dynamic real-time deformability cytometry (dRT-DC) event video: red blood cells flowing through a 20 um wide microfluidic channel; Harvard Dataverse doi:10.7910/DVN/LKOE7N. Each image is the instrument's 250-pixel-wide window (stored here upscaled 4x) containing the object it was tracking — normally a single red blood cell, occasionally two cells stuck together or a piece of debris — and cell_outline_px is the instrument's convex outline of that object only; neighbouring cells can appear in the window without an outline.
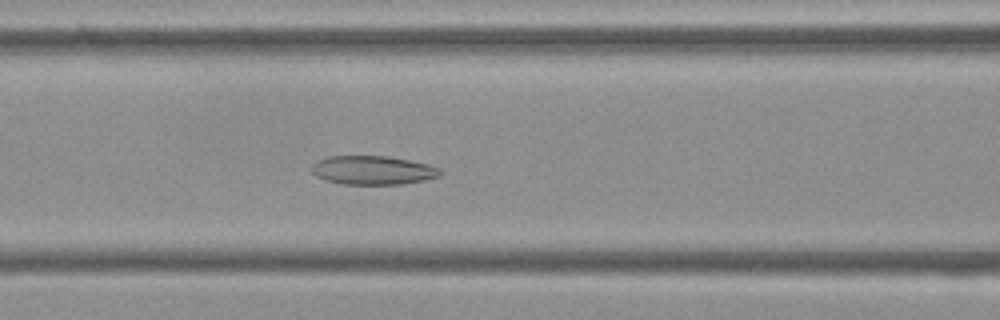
{"species": "Egyptian fruit bat (a non-hibernating species)", "species_latin": "Rousettus aegyptiacus", "temperature_condition": "cold", "stored_images_in_passage": 53, "camera_frame_rate_fps": 3000, "um_per_image_px": 0.085, "frame": {"image": 1, "passage_image": 22, "time_ms": 7.0, "image_size_px": [1000, 320], "cell_outline_px": [[444, 172], [440, 176], [424, 180], [400, 184], [344, 184], [324, 180], [316, 176], [312, 172], [312, 164], [316, 160], [328, 156], [388, 156], [428, 164], [440, 168]], "centroid_in_image_um": [31.69, 14.46], "position_along_channel_um": 134.9, "area_um2": 21.68}}
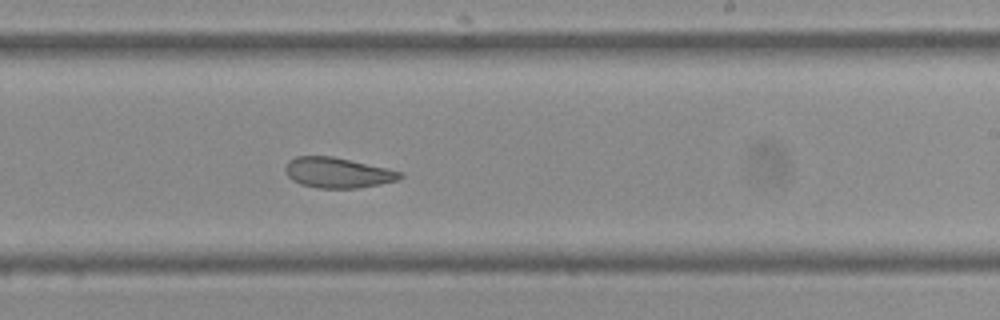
{"frame": {"image": 2, "passage_image": 32, "time_ms": 10.333, "image_size_px": [1000, 320], "cell_outline_px": [[404, 176], [396, 180], [380, 184], [356, 188], [316, 188], [300, 184], [292, 180], [284, 172], [284, 168], [288, 160], [296, 156], [332, 156], [388, 168], [404, 172]], "centroid_in_image_um": [28.68, 14.67], "position_along_channel_um": 260.3, "area_um2": 20.46}}
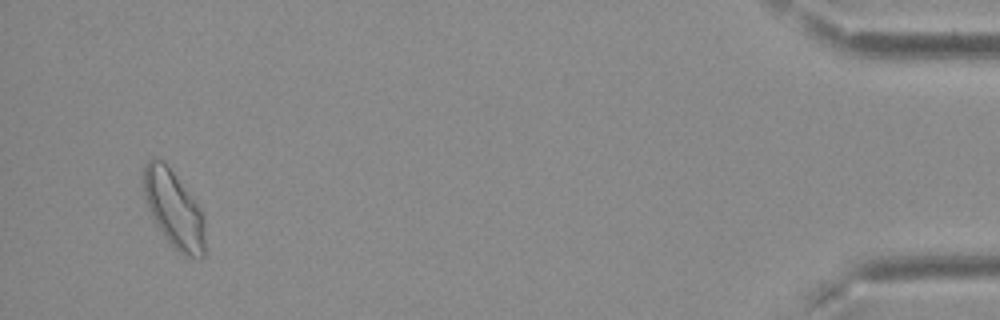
{"frame": {"image": 3, "passage_image": 51, "time_ms": 16.667, "image_size_px": [1000, 320], "cell_outline_px": [[204, 256], [200, 260], [188, 256], [180, 252], [164, 236], [156, 224], [148, 208], [144, 196], [144, 164], [148, 160], [164, 160], [196, 204], [204, 220]], "centroid_in_image_um": [14.76, 17.8], "position_along_channel_um": 420.4, "area_um2": 26.82}, "authors_computed_cell_mechanics": {"area_um2": 23.409, "velocity_mm_per_s": 3.7678, "shape_relaxation_time_tau1_ms": null, "shape_relaxation_time_tau2_ms": 3.9747, "deformation_change_tau1": null, "deformation_change_tau2": 0.0897}}